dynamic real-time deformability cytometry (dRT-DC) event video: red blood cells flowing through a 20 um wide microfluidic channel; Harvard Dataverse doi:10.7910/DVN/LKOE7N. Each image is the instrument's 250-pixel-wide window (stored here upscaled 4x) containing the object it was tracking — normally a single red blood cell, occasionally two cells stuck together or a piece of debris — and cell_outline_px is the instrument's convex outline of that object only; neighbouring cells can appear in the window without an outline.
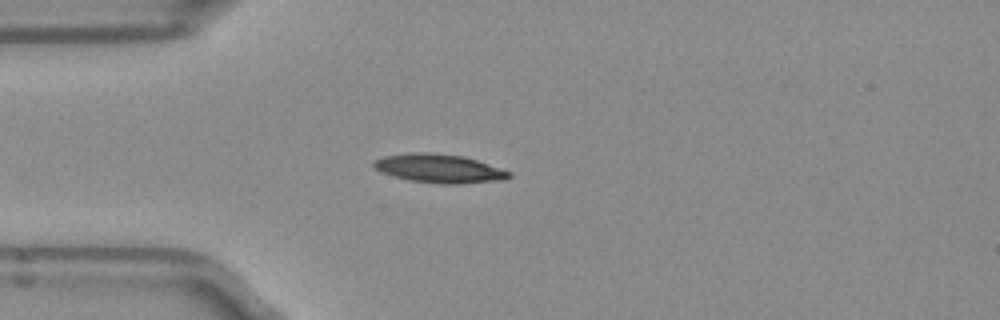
{"species": "Egyptian fruit bat (a non-hibernating species)", "species_latin": "Rousettus aegyptiacus", "temperature_condition": "room temperature", "stored_images_in_passage": 39, "camera_frame_rate_fps": 3000, "um_per_image_px": 0.085, "frame": {"image": 1, "passage_image": 1, "time_ms": 0.0, "image_size_px": [1000, 320], "cell_outline_px": [[512, 176], [504, 180], [456, 184], [444, 184], [408, 180], [392, 176], [380, 172], [372, 168], [372, 160], [384, 156], [412, 152], [432, 152], [464, 156], [512, 172]], "centroid_in_image_um": [37.28, 14.31], "position_along_channel_um": 47.7, "area_um2": 22.89}}
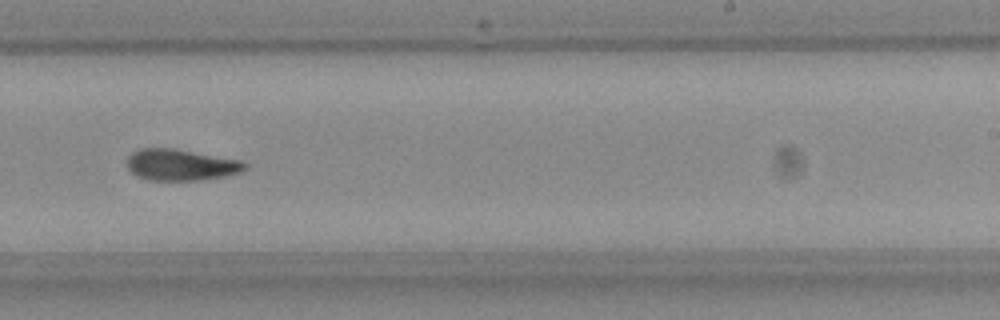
{"frame": {"image": 2, "passage_image": 19, "time_ms": 6.0, "image_size_px": [1000, 320], "cell_outline_px": [[248, 168], [240, 172], [228, 176], [200, 180], [148, 180], [136, 176], [128, 168], [128, 156], [132, 152], [140, 148], [172, 148], [244, 160], [248, 164]], "centroid_in_image_um": [15.43, 14.01], "position_along_channel_um": 273.6, "area_um2": 21.79}}
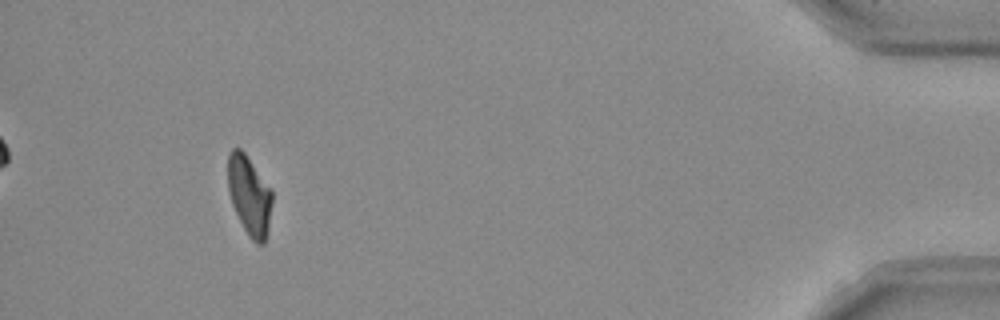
{"frame": {"image": 3, "passage_image": 35, "time_ms": 11.333, "image_size_px": [1000, 320], "cell_outline_px": [[272, 204], [268, 228], [264, 244], [256, 244], [248, 236], [232, 204], [228, 192], [228, 152], [232, 148], [240, 148], [244, 152], [272, 188]], "centroid_in_image_um": [21.2, 16.59], "position_along_channel_um": 414.0, "area_um2": 20.58}, "authors_computed_cell_mechanics": {"area_um2": 21.7328, "velocity_mm_per_s": 3.9451, "shape_relaxation_time_tau1_ms": 4.3766, "shape_relaxation_time_tau2_ms": 6.5276, "deformation_change_tau1": 0.1614, "deformation_change_tau2": 0.1395}}